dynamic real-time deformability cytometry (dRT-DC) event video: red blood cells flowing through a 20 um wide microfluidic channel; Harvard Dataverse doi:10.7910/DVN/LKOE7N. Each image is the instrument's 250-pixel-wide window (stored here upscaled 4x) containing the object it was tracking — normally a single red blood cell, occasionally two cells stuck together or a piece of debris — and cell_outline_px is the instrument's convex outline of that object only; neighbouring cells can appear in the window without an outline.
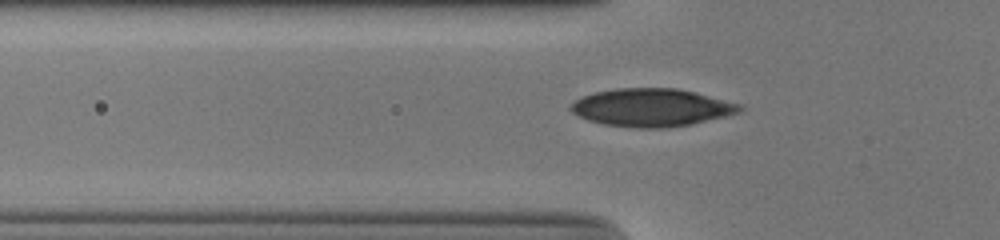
{"species": "human", "species_latin": "Homo sapiens", "temperature_condition": "cold", "stored_images_in_passage": 37, "camera_frame_rate_fps": 3000, "um_per_image_px": 0.085, "donor": {"sex": "male"}, "frame": {"image": 1, "passage_image": 3, "time_ms": 0.667, "image_size_px": [1000, 240], "cell_outline_px": [[744, 108], [740, 112], [692, 124], [664, 128], [636, 128], [604, 124], [588, 120], [572, 112], [568, 108], [576, 100], [584, 96], [596, 92], [616, 88], [676, 88], [740, 104]], "centroid_in_image_um": [55.36, 9.15], "position_along_channel_um": 70.4, "area_um2": 36.88}}
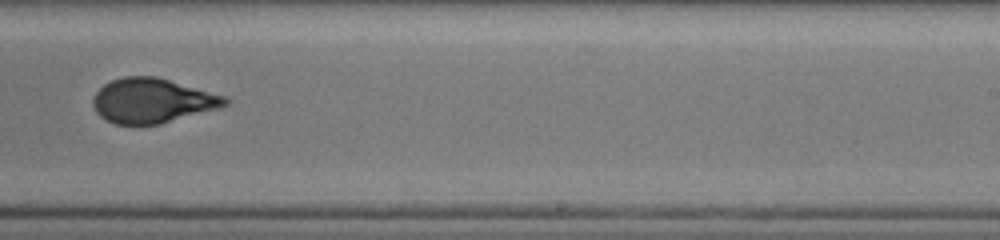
{"frame": {"image": 2, "passage_image": 19, "time_ms": 6.0, "image_size_px": [1000, 240], "cell_outline_px": [[228, 104], [216, 108], [160, 124], [116, 124], [100, 116], [96, 112], [92, 104], [92, 100], [96, 92], [104, 84], [112, 80], [124, 76], [156, 76], [224, 96], [228, 100]], "centroid_in_image_um": [12.89, 8.55], "position_along_channel_um": 276.1, "area_um2": 33.81}}
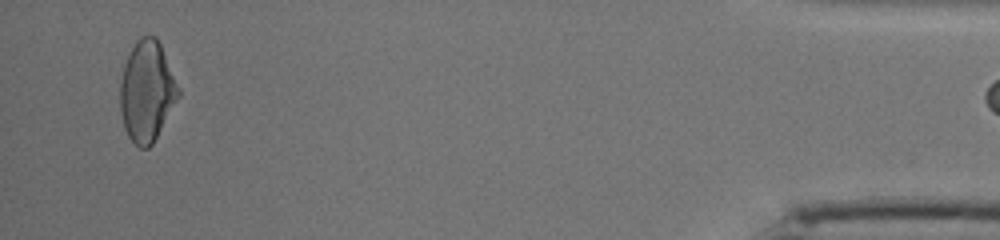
{"frame": {"image": 3, "passage_image": 36, "time_ms": 11.667, "image_size_px": [1000, 240], "cell_outline_px": [[180, 96], [152, 144], [148, 148], [140, 148], [128, 136], [124, 128], [120, 112], [120, 84], [124, 64], [136, 40], [140, 36], [156, 36], [160, 44], [180, 88]], "centroid_in_image_um": [12.48, 7.76], "position_along_channel_um": 422.7, "area_um2": 34.04}}